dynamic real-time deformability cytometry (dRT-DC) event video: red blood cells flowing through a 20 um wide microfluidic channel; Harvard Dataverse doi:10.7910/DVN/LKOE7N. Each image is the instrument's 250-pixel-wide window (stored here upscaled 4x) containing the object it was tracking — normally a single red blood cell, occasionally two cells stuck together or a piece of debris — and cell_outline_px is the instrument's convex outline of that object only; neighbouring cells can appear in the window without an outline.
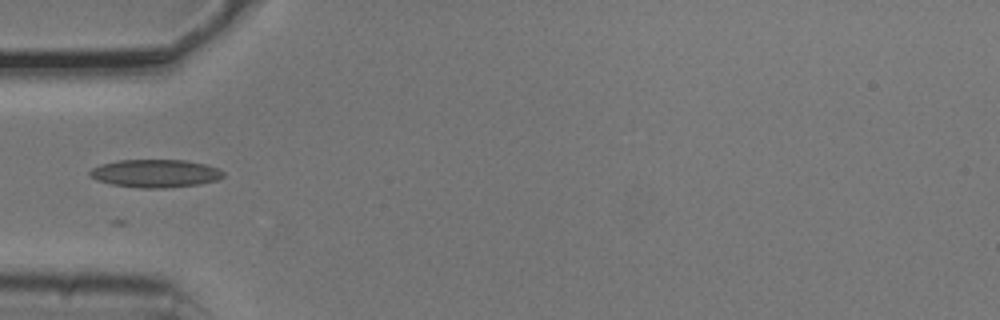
{"species": "common noctule bat (a hibernating species)", "species_latin": "Nyctalus noctula", "temperature_condition": "cold", "stored_images_in_passage": 3, "camera_frame_rate_fps": 3000, "um_per_image_px": 0.085, "animal": {"sex": "male", "body_mass_g": 20.5, "forearm_length_mm": 52.5}, "frame": {"image": 1, "passage_image": 2, "time_ms": 0.333, "image_size_px": [1000, 320], "cell_outline_px": [[224, 176], [216, 180], [200, 184], [168, 188], [140, 188], [112, 184], [96, 180], [88, 176], [88, 172], [92, 168], [100, 164], [120, 160], [184, 160], [204, 164], [216, 168], [224, 172]], "centroid_in_image_um": [13.16, 14.74], "position_along_channel_um": 71.8, "area_um2": 21.79}}